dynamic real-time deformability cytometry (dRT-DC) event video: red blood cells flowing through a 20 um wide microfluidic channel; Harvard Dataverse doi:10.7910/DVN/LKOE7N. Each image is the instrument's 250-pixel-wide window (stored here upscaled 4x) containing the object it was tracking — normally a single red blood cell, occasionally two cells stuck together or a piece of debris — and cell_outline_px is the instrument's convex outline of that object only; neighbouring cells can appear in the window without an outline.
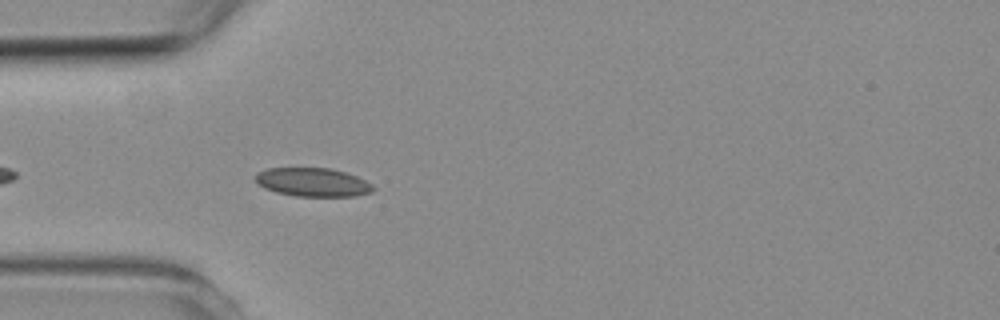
{"species": "common noctule bat (a hibernating species)", "species_latin": "Nyctalus noctula", "temperature_condition": "room temperature", "stored_images_in_passage": 4, "camera_frame_rate_fps": 3000, "um_per_image_px": 0.085, "animal": {"sex": "female", "body_mass_g": 19.3, "forearm_length_mm": 54.1}, "frame": {"image": 1, "passage_image": 4, "time_ms": 3.667, "image_size_px": [1000, 320], "cell_outline_px": [[376, 188], [372, 192], [356, 196], [296, 196], [276, 192], [264, 188], [256, 184], [256, 172], [268, 168], [332, 168], [356, 176], [372, 184]], "centroid_in_image_um": [26.58, 15.49], "position_along_channel_um": 58.4, "area_um2": 19.71}}